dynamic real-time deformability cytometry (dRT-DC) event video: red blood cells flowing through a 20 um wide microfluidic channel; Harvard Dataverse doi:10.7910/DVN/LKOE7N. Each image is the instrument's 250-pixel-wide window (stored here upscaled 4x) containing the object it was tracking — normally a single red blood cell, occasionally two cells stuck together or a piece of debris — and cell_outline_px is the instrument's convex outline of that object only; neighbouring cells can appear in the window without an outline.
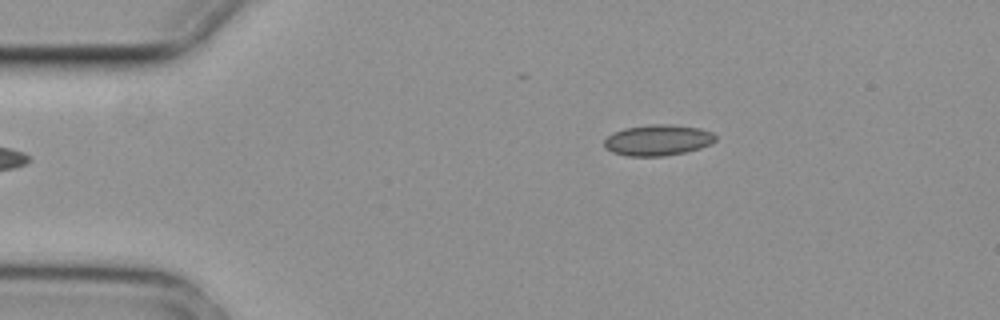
{"species": "common noctule bat (a hibernating species)", "species_latin": "Nyctalus noctula", "temperature_condition": "cold", "stored_images_in_passage": 2, "camera_frame_rate_fps": 3000, "um_per_image_px": 0.085, "animal": {"sex": "female", "body_mass_g": 29.2, "forearm_length_mm": 56.3}, "frame": {"image": 1, "passage_image": 2, "time_ms": 0.333, "image_size_px": [1000, 320], "cell_outline_px": [[716, 140], [712, 144], [700, 148], [684, 152], [664, 156], [628, 156], [612, 152], [604, 148], [604, 140], [612, 132], [624, 128], [652, 124], [664, 124], [700, 128], [712, 132], [716, 136]], "centroid_in_image_um": [55.9, 11.91], "position_along_channel_um": 29.1, "area_um2": 20.11}}